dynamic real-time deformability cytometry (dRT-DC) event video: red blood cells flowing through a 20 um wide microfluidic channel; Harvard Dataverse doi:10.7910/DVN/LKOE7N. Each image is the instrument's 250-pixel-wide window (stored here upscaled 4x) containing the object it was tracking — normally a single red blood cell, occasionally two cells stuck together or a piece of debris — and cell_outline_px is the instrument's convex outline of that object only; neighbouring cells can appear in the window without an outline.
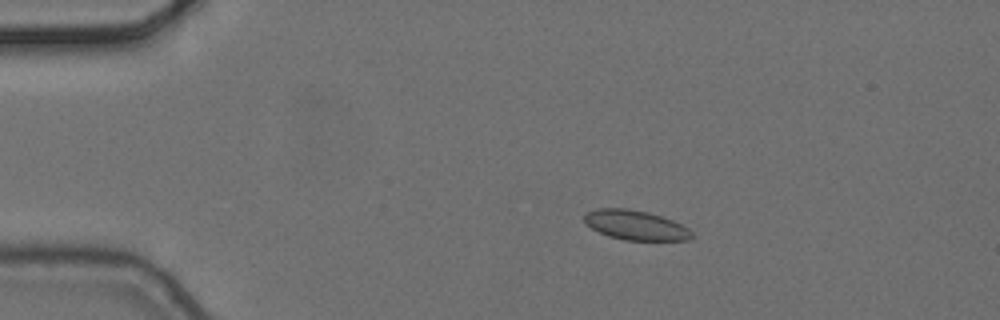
{"species": "common noctule bat (a hibernating species)", "species_latin": "Nyctalus noctula", "temperature_condition": "cold", "stored_images_in_passage": 6, "camera_frame_rate_fps": 3000, "um_per_image_px": 0.085, "animal": {"sex": "female", "body_mass_g": 24.6, "forearm_length_mm": 56.2}, "frame": {"image": 1, "passage_image": 3, "time_ms": 0.667, "image_size_px": [1000, 320], "cell_outline_px": [[692, 236], [688, 240], [624, 240], [608, 236], [592, 228], [584, 220], [584, 216], [588, 212], [600, 208], [628, 208], [648, 212], [672, 220], [688, 228], [692, 232]], "centroid_in_image_um": [54.03, 19.14], "position_along_channel_um": 31.0, "area_um2": 18.32}}
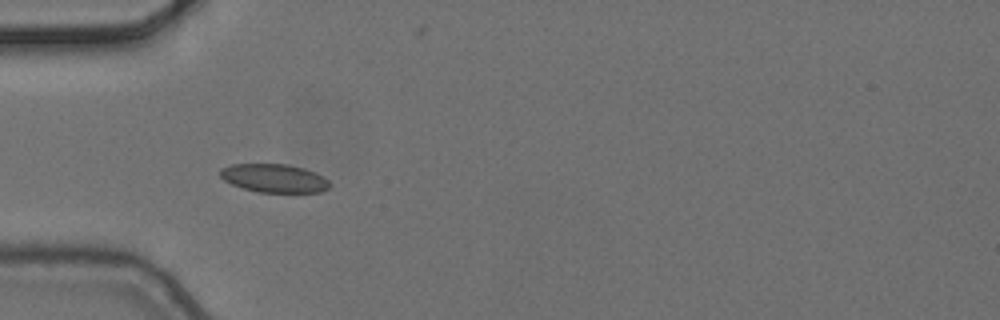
{"frame": {"image": 2, "passage_image": 5, "time_ms": 1.333, "image_size_px": [1000, 320], "cell_outline_px": [[332, 184], [328, 188], [320, 192], [260, 192], [244, 188], [232, 184], [224, 180], [220, 176], [220, 168], [232, 164], [288, 164], [304, 168], [316, 172], [324, 176]], "centroid_in_image_um": [23.33, 15.14], "position_along_channel_um": 61.7, "area_um2": 18.21}}
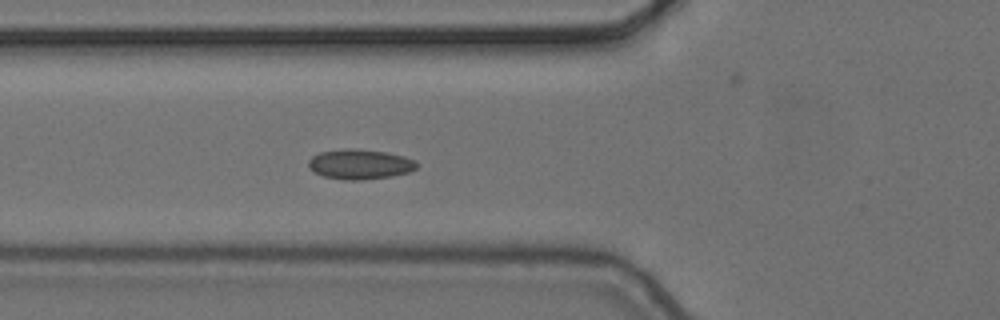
{"frame": {"image": 3, "passage_image": 6, "time_ms": 1.667, "image_size_px": [1000, 320], "cell_outline_px": [[420, 164], [416, 168], [408, 172], [392, 176], [360, 180], [344, 180], [324, 176], [316, 172], [308, 164], [308, 160], [312, 156], [320, 152], [344, 148], [356, 148], [388, 152], [404, 156], [416, 160]], "centroid_in_image_um": [30.64, 13.94], "position_along_channel_um": 95.2, "area_um2": 19.02}}